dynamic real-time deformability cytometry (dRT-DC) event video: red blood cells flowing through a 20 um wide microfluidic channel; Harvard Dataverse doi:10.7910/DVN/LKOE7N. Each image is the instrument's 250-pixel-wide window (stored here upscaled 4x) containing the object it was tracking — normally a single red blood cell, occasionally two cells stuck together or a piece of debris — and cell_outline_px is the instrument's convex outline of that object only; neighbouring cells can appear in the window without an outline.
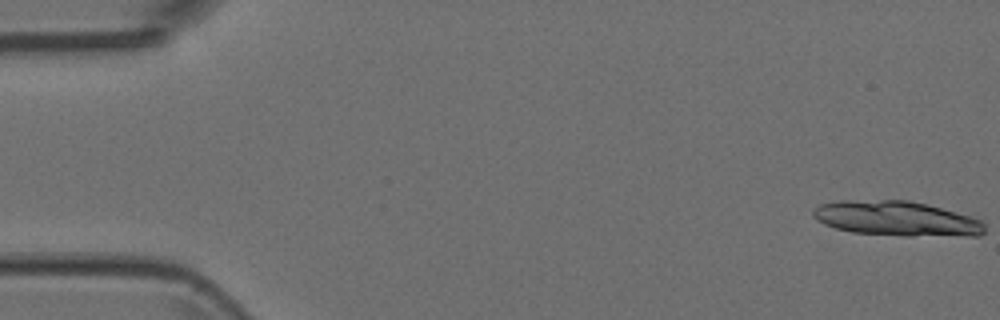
{"species": "Egyptian fruit bat (a non-hibernating species)", "species_latin": "Rousettus aegyptiacus", "temperature_condition": "room temperature", "stored_images_in_passage": 7, "camera_frame_rate_fps": 3000, "um_per_image_px": 0.085, "animal": {"sex": "female"}, "frame": {"image": 1, "passage_image": 1, "time_ms": 0.0, "image_size_px": [1000, 320], "cell_outline_px": [[984, 232], [980, 236], [904, 236], [852, 232], [836, 228], [824, 224], [816, 220], [812, 216], [812, 208], [820, 204], [840, 200], [908, 200], [972, 216], [980, 220], [984, 224]], "centroid_in_image_um": [76.19, 18.58], "position_along_channel_um": 8.8, "area_um2": 35.03}}
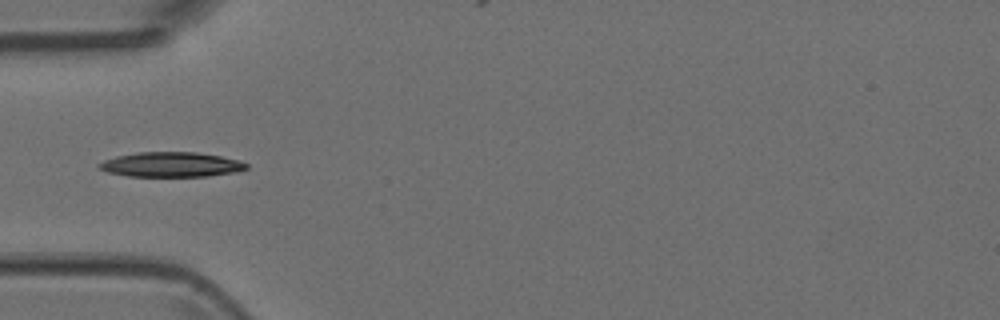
{"frame": {"image": 2, "passage_image": 5, "time_ms": 1.333, "image_size_px": [1000, 320], "cell_outline_px": [[248, 168], [236, 172], [208, 176], [128, 176], [108, 172], [100, 168], [96, 164], [104, 160], [116, 156], [136, 152], [196, 152], [220, 156], [236, 160], [248, 164]], "centroid_in_image_um": [14.53, 13.98], "position_along_channel_um": 70.5, "area_um2": 21.21}}
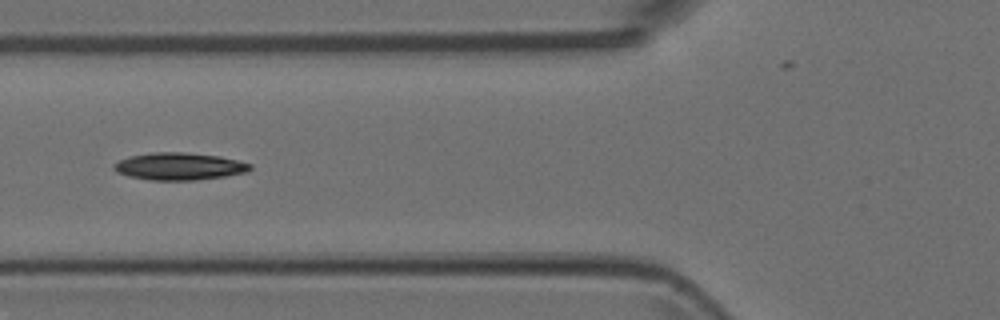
{"frame": {"image": 3, "passage_image": 6, "time_ms": 1.667, "image_size_px": [1000, 320], "cell_outline_px": [[252, 168], [248, 172], [224, 176], [196, 180], [148, 180], [128, 176], [116, 172], [112, 168], [112, 164], [128, 156], [152, 152], [184, 152], [220, 156], [252, 164]], "centroid_in_image_um": [15.2, 14.14], "position_along_channel_um": 110.6, "area_um2": 21.85}}